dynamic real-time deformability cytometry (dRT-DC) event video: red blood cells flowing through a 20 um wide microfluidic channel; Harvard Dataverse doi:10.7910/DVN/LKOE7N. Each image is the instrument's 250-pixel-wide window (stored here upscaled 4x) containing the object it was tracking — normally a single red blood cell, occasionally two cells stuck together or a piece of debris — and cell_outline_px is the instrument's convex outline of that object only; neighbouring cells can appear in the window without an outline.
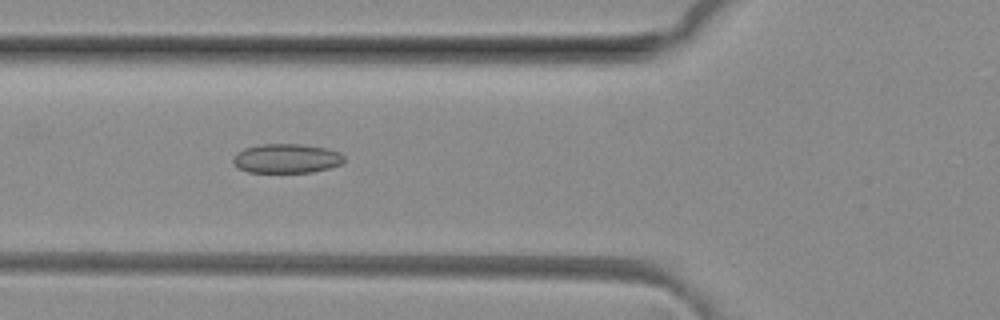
{"species": "common noctule bat (a hibernating species)", "species_latin": "Nyctalus noctula", "temperature_condition": "room temperature", "stored_images_in_passage": 3, "camera_frame_rate_fps": 3000, "um_per_image_px": 0.085, "animal": {"sex": "female", "body_mass_g": 29.2, "forearm_length_mm": 56.3}, "frame": {"image": 1, "passage_image": 2, "time_ms": 0.333, "image_size_px": [1000, 320], "cell_outline_px": [[344, 160], [340, 164], [328, 168], [312, 172], [248, 172], [240, 168], [232, 160], [236, 152], [244, 148], [260, 144], [300, 144], [328, 148], [340, 152], [344, 156]], "centroid_in_image_um": [24.36, 13.46], "position_along_channel_um": 101.4, "area_um2": 18.9}}
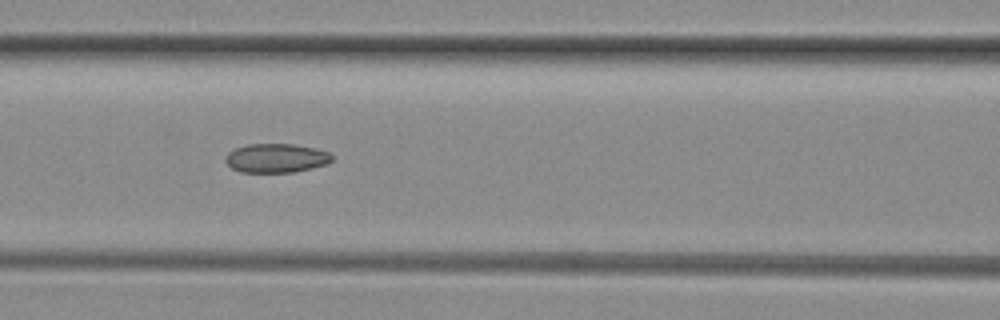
{"frame": {"image": 2, "passage_image": 3, "time_ms": 0.667, "image_size_px": [1000, 320], "cell_outline_px": [[332, 160], [328, 164], [296, 172], [240, 172], [232, 168], [224, 160], [224, 156], [228, 152], [236, 148], [248, 144], [292, 144], [316, 148], [332, 152]], "centroid_in_image_um": [23.5, 13.44], "position_along_channel_um": 143.1, "area_um2": 18.21}}